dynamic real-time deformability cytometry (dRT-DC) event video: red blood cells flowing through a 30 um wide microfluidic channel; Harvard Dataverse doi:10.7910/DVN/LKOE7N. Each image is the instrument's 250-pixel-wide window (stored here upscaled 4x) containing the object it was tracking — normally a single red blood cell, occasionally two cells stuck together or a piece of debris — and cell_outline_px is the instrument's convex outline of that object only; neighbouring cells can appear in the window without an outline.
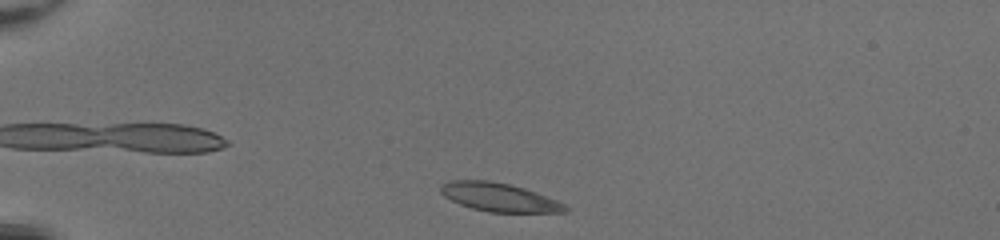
{"species": "common noctule bat (a hibernating species)", "species_latin": "Nyctalus noctula", "temperature_condition": "room temperature", "stored_images_in_passage": 39, "camera_frame_rate_fps": 3000, "um_per_image_px": 0.085, "animal": {"sex": "female", "body_mass_g": 20.0, "forearm_length_mm": 54.0}, "frame": {"image": 1, "passage_image": 2, "time_ms": 0.333, "image_size_px": [1000, 240], "cell_outline_px": [[572, 208], [568, 212], [488, 212], [472, 208], [460, 204], [444, 196], [440, 192], [440, 184], [448, 180], [488, 180], [508, 184], [524, 188], [536, 192], [556, 200]], "centroid_in_image_um": [42.42, 16.76], "position_along_channel_um": 42.6, "area_um2": 20.75}}
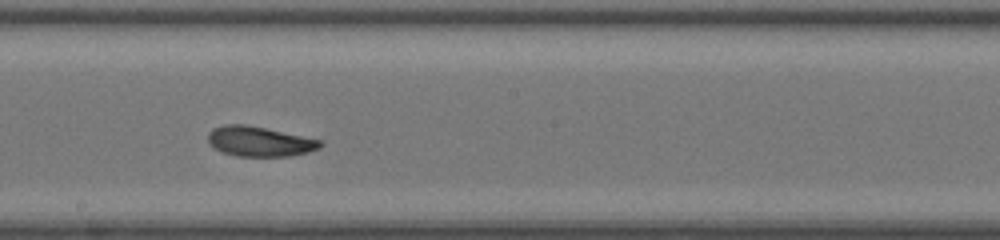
{"frame": {"image": 2, "passage_image": 19, "time_ms": 6.0, "image_size_px": [1000, 240], "cell_outline_px": [[324, 144], [320, 148], [308, 152], [288, 156], [236, 156], [224, 152], [208, 144], [208, 132], [212, 128], [224, 124], [244, 124], [324, 140]], "centroid_in_image_um": [22.07, 12.02], "position_along_channel_um": 226.1, "area_um2": 19.65}}
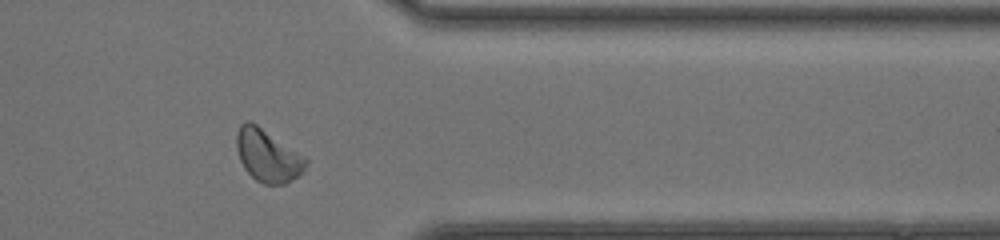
{"frame": {"image": 3, "passage_image": 31, "time_ms": 10.0, "image_size_px": [1000, 240], "cell_outline_px": [[308, 164], [304, 172], [300, 176], [284, 184], [264, 184], [256, 180], [244, 168], [240, 160], [236, 148], [236, 132], [240, 124], [244, 120], [248, 120], [256, 124], [308, 156]], "centroid_in_image_um": [22.8, 13.21], "position_along_channel_um": 388.6, "area_um2": 21.73}, "authors_computed_cell_mechanics": {"area_um2": 20.0566, "velocity_mm_per_s": 4.2102, "shape_relaxation_time_tau1_ms": 2.5292, "shape_relaxation_time_tau2_ms": 6.1543, "deformation_change_tau1": 0.1273, "deformation_change_tau2": 0.1492}}